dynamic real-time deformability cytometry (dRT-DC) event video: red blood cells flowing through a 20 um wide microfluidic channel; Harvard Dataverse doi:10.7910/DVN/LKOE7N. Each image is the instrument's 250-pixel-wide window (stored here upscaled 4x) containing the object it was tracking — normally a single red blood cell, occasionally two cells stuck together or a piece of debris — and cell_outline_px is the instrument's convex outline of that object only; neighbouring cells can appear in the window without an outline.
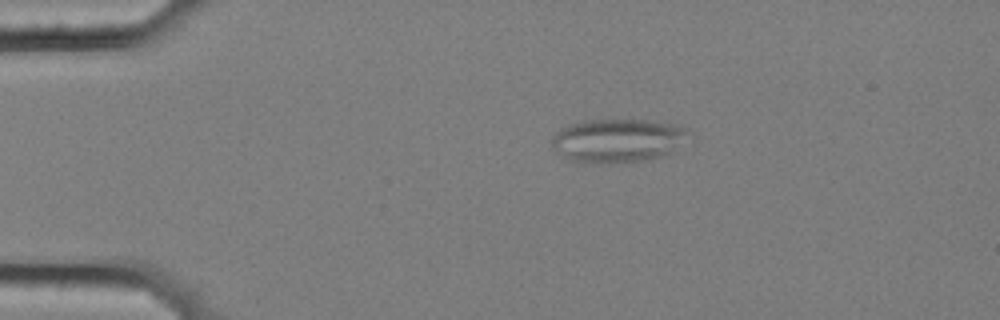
{"species": "common noctule bat (a hibernating species)", "species_latin": "Nyctalus noctula", "temperature_condition": "cold", "stored_images_in_passage": 54, "segment_of_instrument_passage": [1, 2], "camera_frame_rate_fps": 3000, "um_per_image_px": 0.085, "animal": {"sex": "female", "body_mass_g": 25.1}, "frame": {"image": 1, "passage_image": 8, "time_ms": 2.333, "image_size_px": [1000, 320], "cell_outline_px": [[692, 132], [668, 152], [656, 156], [640, 160], [608, 164], [568, 160], [552, 144], [552, 136], [560, 128], [572, 124], [588, 120], [644, 120], [676, 124], [688, 128]], "centroid_in_image_um": [52.47, 11.92], "position_along_channel_um": 32.5, "area_um2": 33.99}}